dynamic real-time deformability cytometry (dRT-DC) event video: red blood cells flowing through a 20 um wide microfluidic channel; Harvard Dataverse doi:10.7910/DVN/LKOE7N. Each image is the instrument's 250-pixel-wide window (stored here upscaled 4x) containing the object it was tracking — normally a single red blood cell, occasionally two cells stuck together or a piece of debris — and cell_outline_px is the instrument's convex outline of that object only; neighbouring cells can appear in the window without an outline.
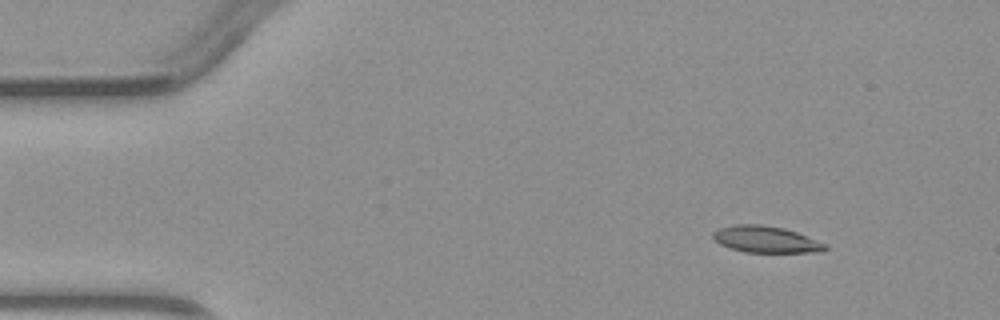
{"species": "common noctule bat (a hibernating species)", "species_latin": "Nyctalus noctula", "temperature_condition": "warm", "stored_images_in_passage": 4, "camera_frame_rate_fps": 3000, "um_per_image_px": 0.085, "animal": {"sex": "male", "body_mass_g": 23.1, "forearm_length_mm": 52.7}, "frame": {"image": 1, "passage_image": 4, "time_ms": 4.667, "image_size_px": [1000, 320], "cell_outline_px": [[828, 248], [824, 252], [744, 252], [728, 248], [720, 244], [712, 236], [712, 232], [720, 228], [736, 224], [760, 224], [784, 228], [796, 232], [828, 244]], "centroid_in_image_um": [65.12, 20.35], "position_along_channel_um": 19.9, "area_um2": 17.46}}